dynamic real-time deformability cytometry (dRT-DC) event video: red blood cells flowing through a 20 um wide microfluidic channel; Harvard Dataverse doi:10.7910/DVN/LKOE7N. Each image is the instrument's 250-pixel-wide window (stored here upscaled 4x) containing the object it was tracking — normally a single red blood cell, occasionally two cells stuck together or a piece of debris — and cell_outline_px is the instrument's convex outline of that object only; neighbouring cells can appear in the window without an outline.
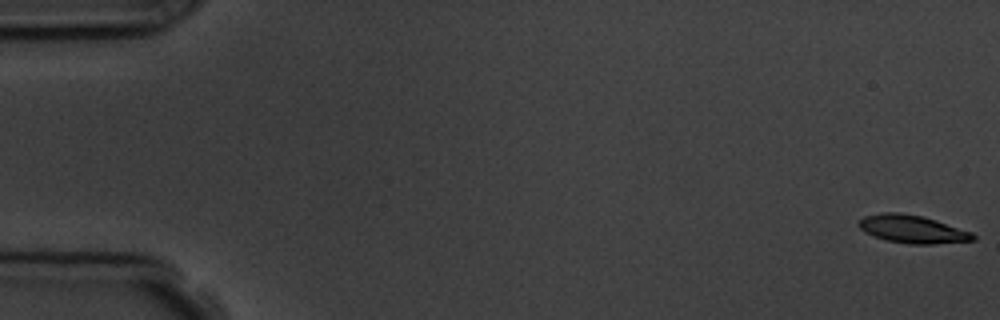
{"species": "common noctule bat (a hibernating species)", "species_latin": "Nyctalus noctula", "temperature_condition": "room temperature", "stored_images_in_passage": 4, "camera_frame_rate_fps": 3000, "um_per_image_px": 0.085, "animal": {"sex": "male", "body_mass_g": 19.5, "forearm_length_mm": 54.6}, "frame": {"image": 1, "passage_image": 1, "time_ms": 0.0, "image_size_px": [1000, 320], "cell_outline_px": [[976, 240], [932, 244], [908, 244], [884, 240], [864, 232], [860, 228], [860, 220], [864, 216], [884, 212], [900, 212], [924, 216], [972, 232], [976, 236]], "centroid_in_image_um": [77.57, 19.48], "position_along_channel_um": 7.4, "area_um2": 18.67}}
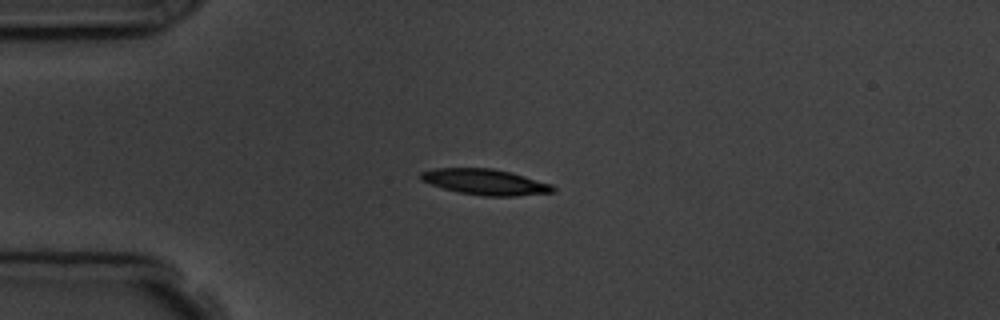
{"frame": {"image": 2, "passage_image": 4, "time_ms": 4.333, "image_size_px": [1000, 320], "cell_outline_px": [[556, 192], [516, 196], [484, 196], [460, 192], [444, 188], [420, 180], [420, 172], [432, 168], [492, 168], [524, 176], [552, 184], [556, 188]], "centroid_in_image_um": [41.26, 15.46], "position_along_channel_um": 43.7, "area_um2": 19.77}}